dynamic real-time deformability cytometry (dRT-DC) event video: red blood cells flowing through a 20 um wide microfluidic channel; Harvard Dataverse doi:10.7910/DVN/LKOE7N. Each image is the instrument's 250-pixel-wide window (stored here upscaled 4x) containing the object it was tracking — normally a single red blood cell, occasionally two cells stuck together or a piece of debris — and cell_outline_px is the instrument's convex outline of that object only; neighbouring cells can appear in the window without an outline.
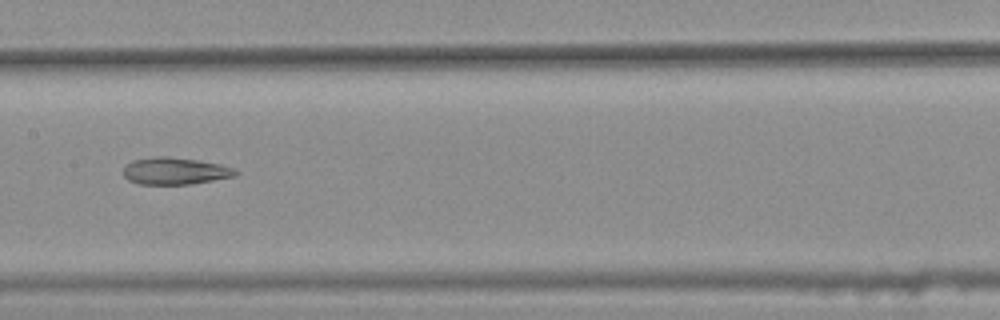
{"species": "common noctule bat (a hibernating species)", "species_latin": "Nyctalus noctula", "temperature_condition": "warm", "stored_images_in_passage": 9, "camera_frame_rate_fps": 3000, "um_per_image_px": 0.085, "animal": {"sex": "female", "body_mass_g": 25.1}, "frame": {"image": 1, "passage_image": 7, "time_ms": 2.0, "image_size_px": [1000, 320], "cell_outline_px": [[240, 172], [236, 176], [188, 184], [140, 184], [128, 180], [124, 176], [124, 164], [132, 160], [152, 156], [168, 156], [196, 160], [220, 164], [232, 168]], "centroid_in_image_um": [14.84, 14.52], "position_along_channel_um": 192.6, "area_um2": 17.69}}
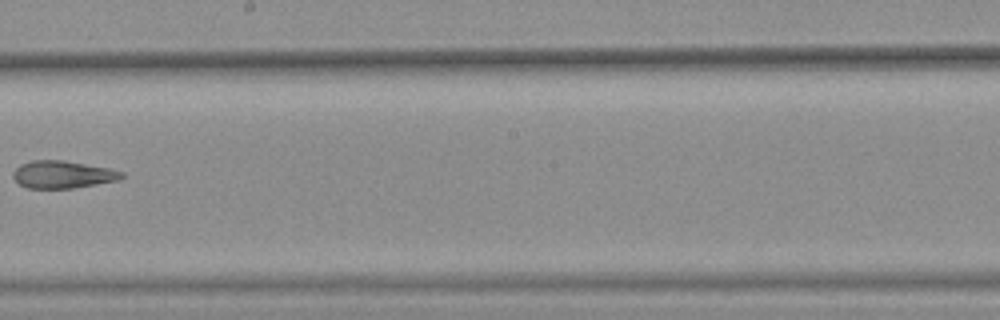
{"frame": {"image": 2, "passage_image": 8, "time_ms": 2.333, "image_size_px": [1000, 320], "cell_outline_px": [[124, 176], [120, 180], [72, 188], [28, 188], [20, 184], [12, 176], [12, 172], [20, 164], [32, 160], [64, 160], [108, 168], [124, 172]], "centroid_in_image_um": [5.33, 14.83], "position_along_channel_um": 242.9, "area_um2": 17.34}}
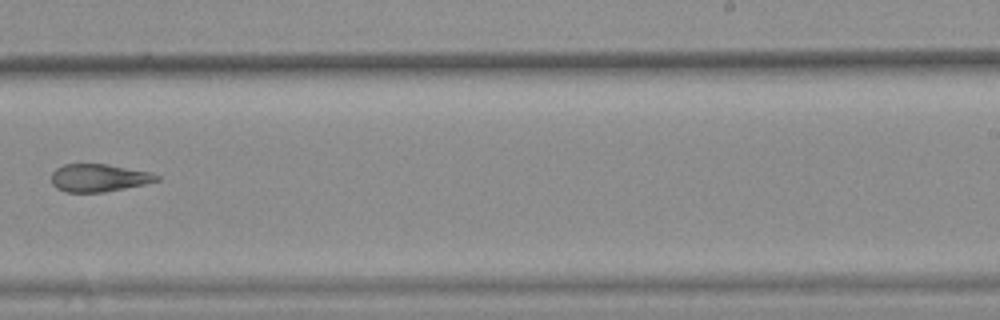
{"frame": {"image": 3, "passage_image": 9, "time_ms": 2.667, "image_size_px": [1000, 320], "cell_outline_px": [[160, 180], [144, 184], [104, 192], [64, 192], [56, 188], [52, 184], [52, 172], [56, 168], [64, 164], [108, 164], [152, 172], [160, 176]], "centroid_in_image_um": [8.4, 15.11], "position_along_channel_um": 280.6, "area_um2": 17.11}}